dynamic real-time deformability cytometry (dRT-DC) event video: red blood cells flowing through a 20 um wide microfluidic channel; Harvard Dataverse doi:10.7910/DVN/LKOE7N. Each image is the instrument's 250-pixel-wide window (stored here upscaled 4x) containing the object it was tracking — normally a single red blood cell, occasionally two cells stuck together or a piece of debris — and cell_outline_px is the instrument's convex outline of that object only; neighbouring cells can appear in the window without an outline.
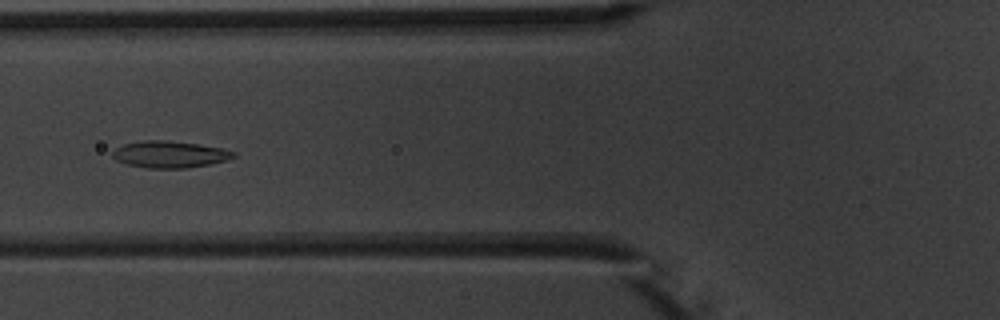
{"species": "common noctule bat (a hibernating species)", "species_latin": "Nyctalus noctula", "temperature_condition": "warm", "stored_images_in_passage": 9, "camera_frame_rate_fps": 3000, "um_per_image_px": 0.085, "animal": {"sex": "male", "body_mass_g": 20.1, "forearm_length_mm": 53.5}, "frame": {"image": 1, "passage_image": 6, "time_ms": 6.667, "image_size_px": [1000, 320], "cell_outline_px": [[236, 156], [228, 160], [212, 164], [188, 168], [148, 168], [128, 164], [116, 160], [112, 156], [112, 152], [116, 148], [124, 144], [144, 140], [164, 140], [200, 144], [224, 148], [236, 152]], "centroid_in_image_um": [14.48, 13.12], "position_along_channel_um": 111.3, "area_um2": 19.02}}
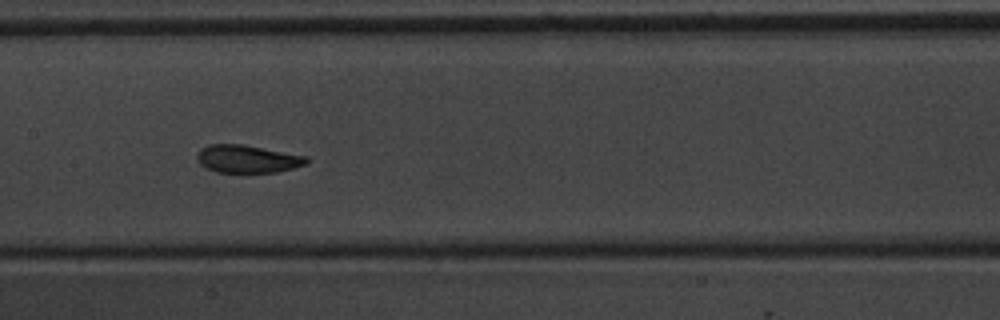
{"frame": {"image": 2, "passage_image": 8, "time_ms": 8.667, "image_size_px": [1000, 320], "cell_outline_px": [[308, 164], [276, 172], [216, 172], [200, 164], [196, 160], [196, 156], [200, 148], [208, 144], [244, 144], [308, 156]], "centroid_in_image_um": [21.03, 13.49], "position_along_channel_um": 186.4, "area_um2": 17.86}}
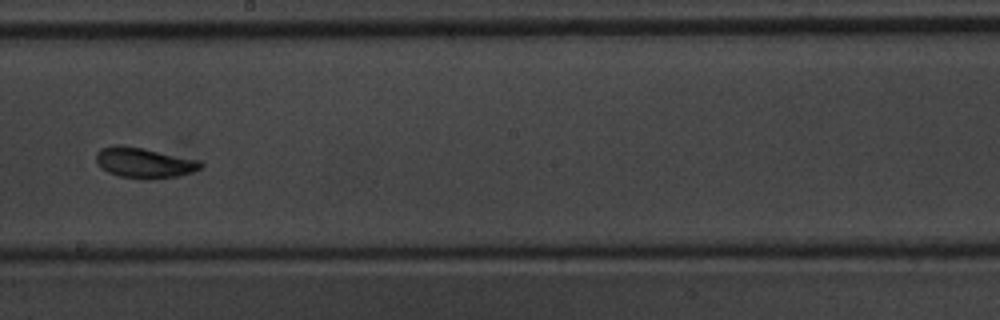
{"frame": {"image": 3, "passage_image": 9, "time_ms": 10.0, "image_size_px": [1000, 320], "cell_outline_px": [[204, 164], [200, 168], [192, 172], [180, 176], [152, 180], [140, 180], [120, 176], [108, 172], [100, 168], [96, 160], [96, 152], [100, 148], [112, 144], [120, 144], [144, 148], [200, 160]], "centroid_in_image_um": [12.24, 13.84], "position_along_channel_um": 236.0, "area_um2": 19.07}}